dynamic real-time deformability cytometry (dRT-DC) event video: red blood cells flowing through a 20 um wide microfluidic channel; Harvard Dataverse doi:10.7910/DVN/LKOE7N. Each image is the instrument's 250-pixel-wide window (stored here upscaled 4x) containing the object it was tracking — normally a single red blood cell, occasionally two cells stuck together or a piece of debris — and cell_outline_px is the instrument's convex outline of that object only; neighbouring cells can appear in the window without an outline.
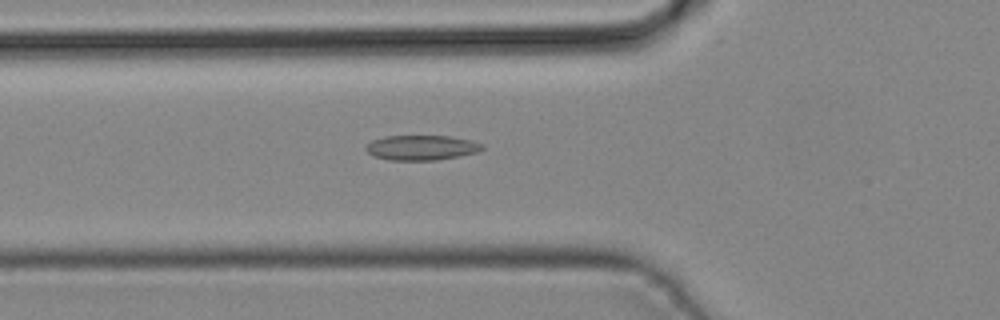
{"species": "common noctule bat (a hibernating species)", "species_latin": "Nyctalus noctula", "temperature_condition": "cold", "stored_images_in_passage": 43, "camera_frame_rate_fps": 3000, "um_per_image_px": 0.085, "animal": {"sex": "male", "body_mass_g": 19.2, "forearm_length_mm": 51.8}, "frame": {"image": 1, "passage_image": 15, "time_ms": 4.667, "image_size_px": [1000, 320], "cell_outline_px": [[484, 148], [480, 152], [460, 156], [436, 160], [388, 160], [372, 156], [364, 148], [372, 140], [384, 136], [448, 136], [472, 140], [484, 144]], "centroid_in_image_um": [35.85, 12.55], "position_along_channel_um": 89.9, "area_um2": 17.11}}
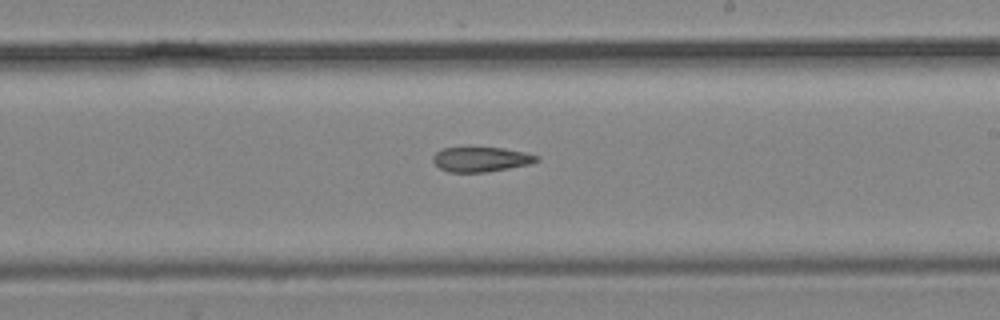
{"frame": {"image": 2, "passage_image": 25, "time_ms": 8.0, "image_size_px": [1000, 320], "cell_outline_px": [[540, 160], [528, 164], [508, 168], [484, 172], [448, 172], [440, 168], [432, 160], [432, 156], [440, 148], [468, 144], [504, 148], [524, 152], [540, 156]], "centroid_in_image_um": [40.82, 13.48], "position_along_channel_um": 248.2, "area_um2": 15.78}}
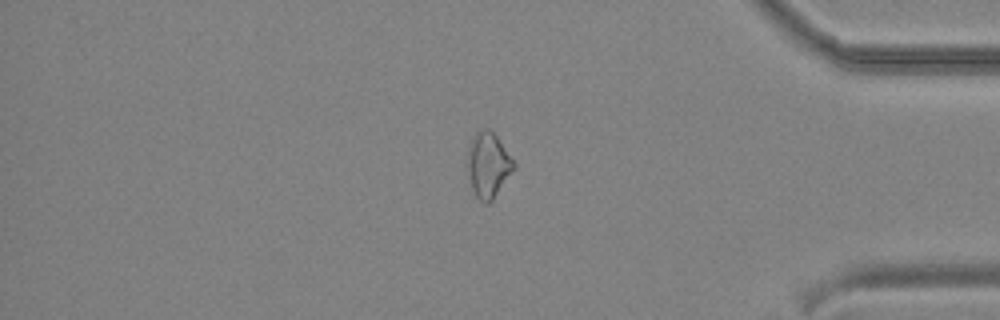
{"frame": {"image": 3, "passage_image": 36, "time_ms": 11.667, "image_size_px": [1000, 320], "cell_outline_px": [[516, 168], [492, 200], [488, 204], [484, 204], [476, 196], [472, 188], [468, 176], [468, 148], [476, 132], [480, 128], [488, 128], [496, 136], [516, 164]], "centroid_in_image_um": [41.5, 14.04], "position_along_channel_um": 393.7, "area_um2": 17.46}}